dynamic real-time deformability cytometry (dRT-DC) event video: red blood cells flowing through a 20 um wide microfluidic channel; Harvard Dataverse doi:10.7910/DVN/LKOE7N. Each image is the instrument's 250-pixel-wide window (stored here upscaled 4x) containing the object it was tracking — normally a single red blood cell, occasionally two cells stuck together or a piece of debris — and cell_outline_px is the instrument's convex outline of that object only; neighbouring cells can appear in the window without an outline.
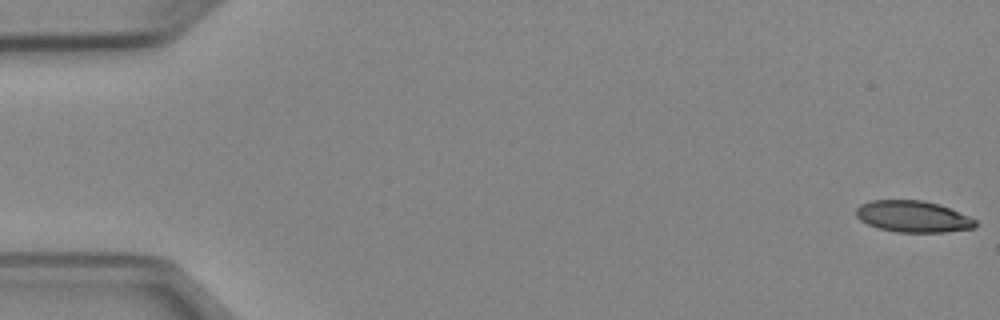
{"species": "Egyptian fruit bat (a non-hibernating species)", "species_latin": "Rousettus aegyptiacus", "temperature_condition": "cold", "stored_images_in_passage": 5, "camera_frame_rate_fps": 3000, "um_per_image_px": 0.085, "animal": {"sex": "female"}, "frame": {"image": 1, "passage_image": 1, "time_ms": 0.0, "image_size_px": [1000, 320], "cell_outline_px": [[976, 228], [944, 232], [896, 232], [880, 228], [868, 224], [860, 220], [856, 216], [856, 208], [860, 204], [872, 200], [924, 200], [948, 208], [968, 216], [976, 220]], "centroid_in_image_um": [77.58, 18.4], "position_along_channel_um": 7.4, "area_um2": 21.73}}
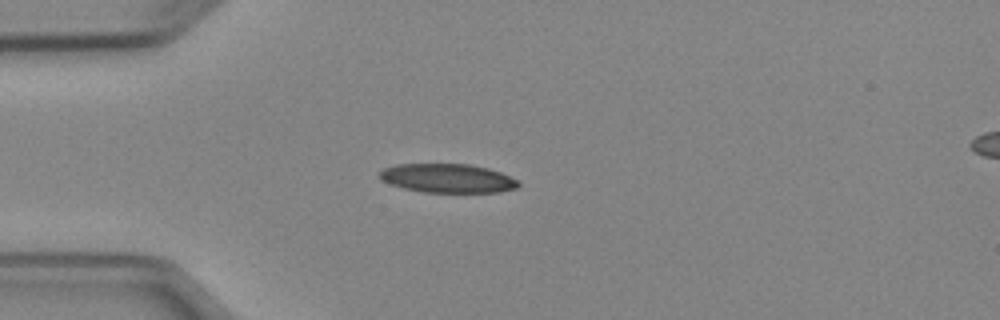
{"frame": {"image": 2, "passage_image": 4, "time_ms": 4.333, "image_size_px": [1000, 320], "cell_outline_px": [[520, 184], [516, 188], [500, 192], [424, 192], [404, 188], [388, 184], [380, 180], [380, 172], [384, 168], [396, 164], [468, 164], [488, 168], [500, 172], [516, 180]], "centroid_in_image_um": [38.01, 15.15], "position_along_channel_um": 47.0, "area_um2": 23.29}}